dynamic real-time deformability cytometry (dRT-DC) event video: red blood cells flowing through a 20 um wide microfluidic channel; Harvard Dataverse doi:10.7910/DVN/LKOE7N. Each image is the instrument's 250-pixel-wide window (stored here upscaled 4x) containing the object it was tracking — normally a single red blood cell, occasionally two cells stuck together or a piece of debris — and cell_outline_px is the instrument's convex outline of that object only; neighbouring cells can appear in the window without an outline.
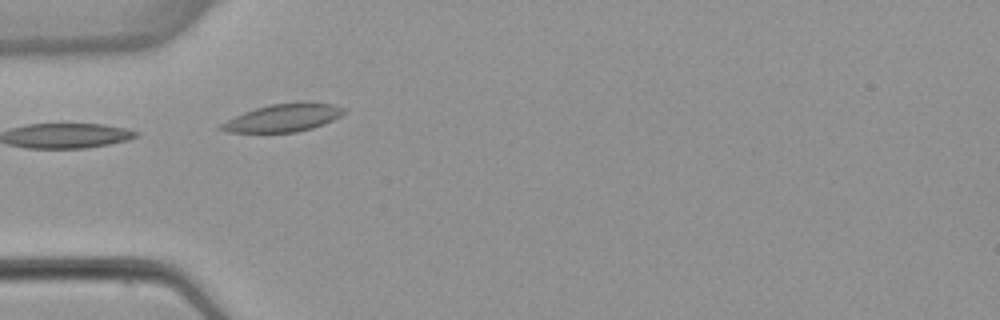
{"species": "common noctule bat (a hibernating species)", "species_latin": "Nyctalus noctula", "temperature_condition": "warm", "stored_images_in_passage": 3, "camera_frame_rate_fps": 3000, "um_per_image_px": 0.085, "animal": {"sex": "female", "body_mass_g": 22.7, "forearm_length_mm": 54.2}, "frame": {"image": 1, "passage_image": 3, "time_ms": 2.333, "image_size_px": [1000, 320], "cell_outline_px": [[344, 112], [340, 116], [324, 124], [312, 128], [296, 132], [228, 132], [216, 128], [220, 124], [244, 112], [256, 108], [272, 104], [296, 100], [332, 104], [344, 108]], "centroid_in_image_um": [24.08, 9.99], "position_along_channel_um": 60.9, "area_um2": 19.94}}